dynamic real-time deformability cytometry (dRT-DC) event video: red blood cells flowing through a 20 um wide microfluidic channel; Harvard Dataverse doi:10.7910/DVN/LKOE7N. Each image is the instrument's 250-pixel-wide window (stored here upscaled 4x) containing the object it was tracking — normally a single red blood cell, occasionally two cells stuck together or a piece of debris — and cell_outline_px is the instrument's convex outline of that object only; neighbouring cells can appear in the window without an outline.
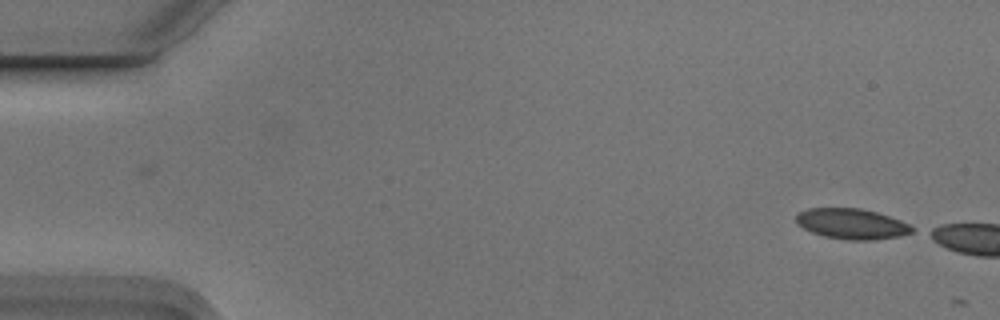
{"species": "Egyptian fruit bat (a non-hibernating species)", "species_latin": "Rousettus aegyptiacus", "temperature_condition": "cold", "stored_images_in_passage": 3, "camera_frame_rate_fps": 3000, "um_per_image_px": 0.085, "animal": {"sex": "male"}, "frame": {"image": 1, "passage_image": 3, "time_ms": 0.667, "image_size_px": [1000, 320], "cell_outline_px": [[916, 228], [912, 232], [900, 236], [872, 240], [848, 240], [824, 236], [812, 232], [796, 224], [796, 216], [800, 212], [808, 208], [860, 208], [876, 212], [900, 220]], "centroid_in_image_um": [72.4, 19.03], "position_along_channel_um": 12.6, "area_um2": 20.52}}